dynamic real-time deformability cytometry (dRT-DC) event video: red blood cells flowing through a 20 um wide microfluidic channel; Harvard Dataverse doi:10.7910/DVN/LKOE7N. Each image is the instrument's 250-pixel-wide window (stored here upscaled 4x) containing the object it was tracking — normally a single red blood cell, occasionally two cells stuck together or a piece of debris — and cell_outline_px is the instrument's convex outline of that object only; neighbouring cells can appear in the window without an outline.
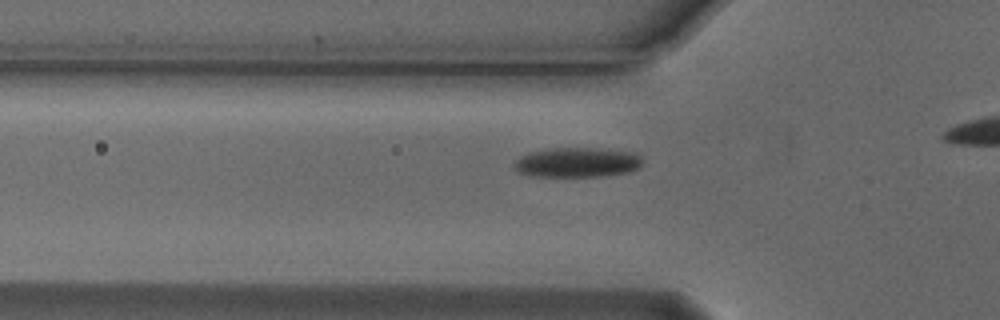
{"species": "Egyptian fruit bat (a non-hibernating species)", "species_latin": "Rousettus aegyptiacus", "temperature_condition": "cold", "stored_images_in_passage": 12, "camera_frame_rate_fps": 3000, "um_per_image_px": 0.085, "animal": {"sex": "male"}, "frame": {"image": 1, "passage_image": 6, "time_ms": 1.667, "image_size_px": [1000, 320], "cell_outline_px": [[644, 160], [640, 168], [628, 172], [600, 176], [528, 176], [520, 172], [512, 164], [520, 156], [528, 152], [548, 148], [588, 148], [636, 152]], "centroid_in_image_um": [49.07, 13.8], "position_along_channel_um": 76.7, "area_um2": 22.37}}
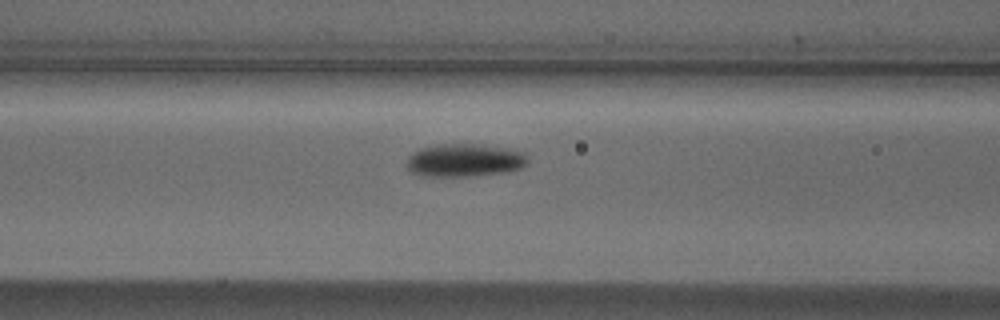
{"frame": {"image": 2, "passage_image": 10, "time_ms": 3.0, "image_size_px": [1000, 320], "cell_outline_px": [[528, 164], [520, 168], [508, 172], [472, 176], [420, 176], [412, 172], [404, 164], [408, 156], [412, 152], [420, 148], [440, 144], [472, 144], [508, 148], [524, 152], [528, 160]], "centroid_in_image_um": [39.46, 13.63], "position_along_channel_um": 127.1, "area_um2": 23.52}}